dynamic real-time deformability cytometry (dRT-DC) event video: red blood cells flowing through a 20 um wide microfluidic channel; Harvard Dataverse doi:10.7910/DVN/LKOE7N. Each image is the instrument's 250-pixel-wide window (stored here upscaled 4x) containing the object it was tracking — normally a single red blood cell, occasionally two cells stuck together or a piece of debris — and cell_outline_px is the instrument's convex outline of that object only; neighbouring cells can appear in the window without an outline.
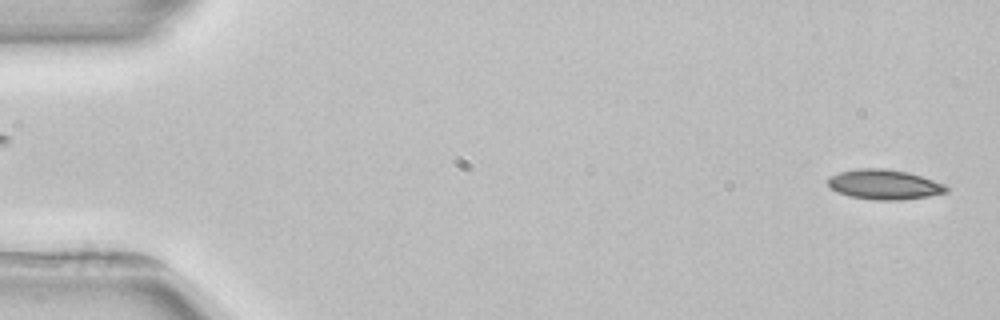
{"species": "common noctule bat (a hibernating species)", "species_latin": "Nyctalus noctula", "temperature_condition": "room temperature", "stored_images_in_passage": 4, "segment_of_instrument_passage": [2, 2], "camera_frame_rate_fps": 3000, "um_per_image_px": 0.085, "animal": {"sex": "female", "body_mass_g": 22.7, "forearm_length_mm": 54.2}, "frame": {"image": 1, "passage_image": 4, "time_ms": 4.333, "image_size_px": [1000, 320], "cell_outline_px": [[948, 192], [928, 196], [900, 200], [872, 200], [848, 196], [836, 192], [828, 184], [828, 176], [840, 172], [856, 168], [884, 168], [908, 172], [944, 184], [948, 188]], "centroid_in_image_um": [75.12, 15.68], "position_along_channel_um": 9.9, "area_um2": 20.69}}